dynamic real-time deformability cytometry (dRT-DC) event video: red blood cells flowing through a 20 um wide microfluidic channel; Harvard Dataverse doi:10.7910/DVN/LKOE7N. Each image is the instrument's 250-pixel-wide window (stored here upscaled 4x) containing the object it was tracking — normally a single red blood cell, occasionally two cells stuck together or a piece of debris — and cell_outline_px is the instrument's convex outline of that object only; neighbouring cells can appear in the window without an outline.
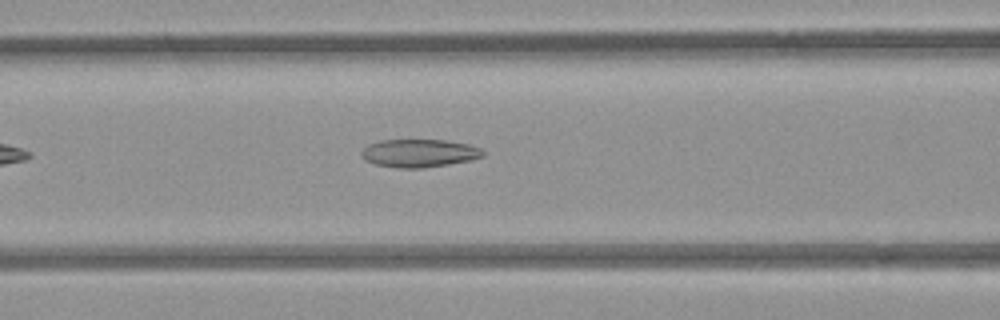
{"species": "common noctule bat (a hibernating species)", "species_latin": "Nyctalus noctula", "temperature_condition": "room temperature", "stored_images_in_passage": 32, "camera_frame_rate_fps": 3000, "um_per_image_px": 0.085, "animal": {"sex": "female", "body_mass_g": 21.9}, "frame": {"image": 1, "passage_image": 6, "time_ms": 1.667, "image_size_px": [1000, 320], "cell_outline_px": [[484, 156], [468, 160], [448, 164], [420, 168], [396, 168], [376, 164], [364, 160], [360, 152], [368, 144], [380, 140], [444, 140], [468, 144], [480, 148], [484, 152]], "centroid_in_image_um": [35.59, 13.01], "position_along_channel_um": 131.0, "area_um2": 19.71}}
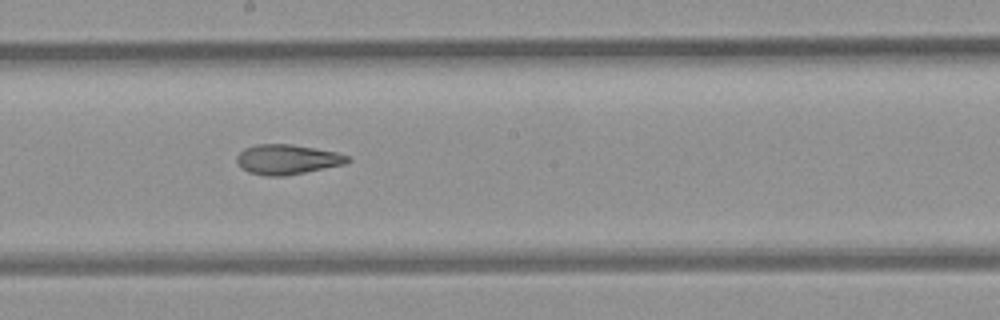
{"frame": {"image": 2, "passage_image": 13, "time_ms": 4.0, "image_size_px": [1000, 320], "cell_outline_px": [[352, 160], [344, 164], [284, 176], [264, 176], [248, 172], [240, 168], [236, 160], [236, 156], [244, 148], [256, 144], [292, 144], [316, 148], [336, 152], [348, 156]], "centroid_in_image_um": [24.37, 13.55], "position_along_channel_um": 223.8, "area_um2": 19.36}}
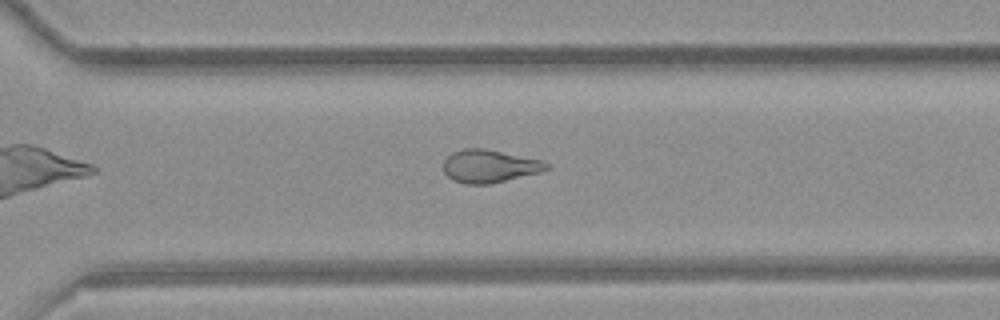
{"frame": {"image": 3, "passage_image": 21, "time_ms": 6.667, "image_size_px": [1000, 320], "cell_outline_px": [[552, 168], [540, 172], [488, 184], [464, 184], [452, 180], [444, 172], [444, 160], [452, 152], [464, 148], [484, 148], [540, 160], [548, 164]], "centroid_in_image_um": [41.58, 14.12], "position_along_channel_um": 329.0, "area_um2": 19.59}, "authors_computed_cell_mechanics": {"area_um2": 19.7098, "velocity_mm_per_s": 3.9693, "shape_relaxation_time_tau1_ms": null, "shape_relaxation_time_tau2_ms": 2.708, "deformation_change_tau1": null, "deformation_change_tau2": 0.1098}}